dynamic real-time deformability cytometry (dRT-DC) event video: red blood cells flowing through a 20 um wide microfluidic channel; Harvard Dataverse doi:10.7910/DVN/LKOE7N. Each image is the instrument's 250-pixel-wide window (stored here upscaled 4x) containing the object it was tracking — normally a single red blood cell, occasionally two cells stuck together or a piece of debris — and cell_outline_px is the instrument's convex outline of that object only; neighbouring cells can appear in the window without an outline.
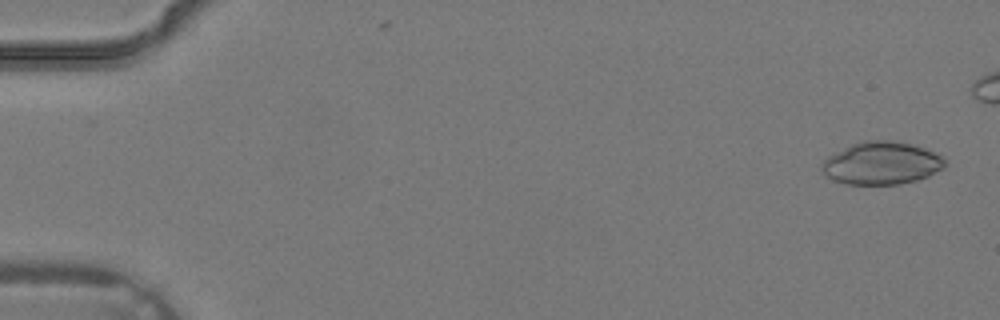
{"species": "common noctule bat (a hibernating species)", "species_latin": "Nyctalus noctula", "temperature_condition": "warm", "stored_images_in_passage": 5, "camera_frame_rate_fps": 3000, "um_per_image_px": 0.085, "animal": {"sex": "male", "body_mass_g": 19.2, "forearm_length_mm": 51.8}, "frame": {"image": 1, "passage_image": 1, "time_ms": 0.0, "image_size_px": [1000, 320], "cell_outline_px": [[944, 168], [928, 176], [916, 180], [900, 184], [844, 184], [832, 180], [820, 168], [820, 164], [828, 156], [852, 144], [864, 140], [892, 140], [912, 144], [924, 148], [944, 156]], "centroid_in_image_um": [74.93, 13.87], "position_along_channel_um": 10.1, "area_um2": 30.63}}